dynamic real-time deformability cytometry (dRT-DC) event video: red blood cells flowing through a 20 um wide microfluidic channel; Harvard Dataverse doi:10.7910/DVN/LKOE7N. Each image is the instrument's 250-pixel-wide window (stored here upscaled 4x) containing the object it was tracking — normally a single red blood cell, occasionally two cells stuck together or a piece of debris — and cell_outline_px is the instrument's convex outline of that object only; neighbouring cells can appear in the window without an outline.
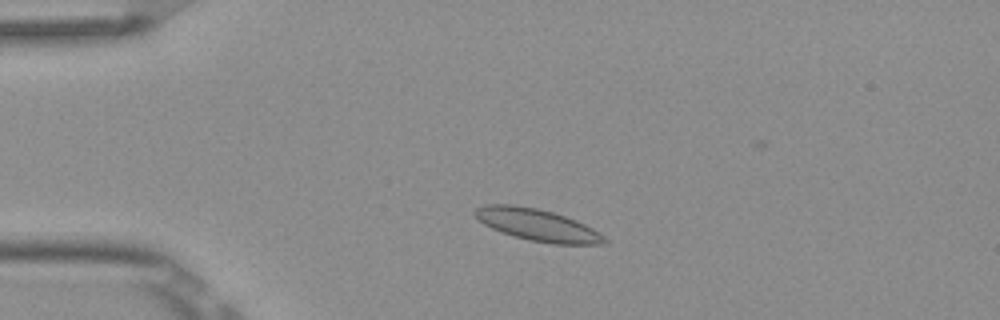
{"species": "Egyptian fruit bat (a non-hibernating species)", "species_latin": "Rousettus aegyptiacus", "temperature_condition": "room temperature", "stored_images_in_passage": 4, "camera_frame_rate_fps": 3000, "um_per_image_px": 0.085, "frame": {"image": 1, "passage_image": 2, "time_ms": 0.333, "image_size_px": [1000, 320], "cell_outline_px": [[608, 240], [604, 244], [552, 244], [532, 240], [516, 236], [492, 228], [484, 224], [472, 212], [476, 208], [484, 204], [512, 204], [536, 208], [552, 212], [576, 220], [592, 228], [604, 236]], "centroid_in_image_um": [45.68, 19.11], "position_along_channel_um": 39.3, "area_um2": 23.76}}
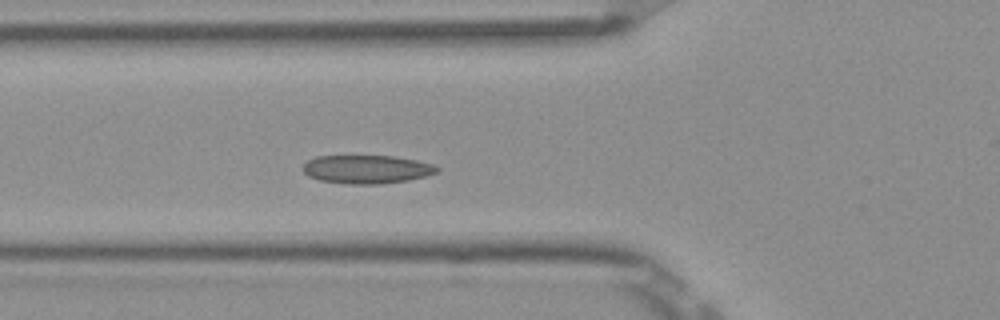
{"frame": {"image": 2, "passage_image": 4, "time_ms": 1.0, "image_size_px": [1000, 320], "cell_outline_px": [[440, 172], [408, 180], [380, 184], [348, 184], [320, 180], [308, 176], [304, 172], [304, 164], [308, 160], [316, 156], [392, 156], [416, 160], [432, 164], [440, 168]], "centroid_in_image_um": [31.19, 14.39], "position_along_channel_um": 94.6, "area_um2": 22.14}}